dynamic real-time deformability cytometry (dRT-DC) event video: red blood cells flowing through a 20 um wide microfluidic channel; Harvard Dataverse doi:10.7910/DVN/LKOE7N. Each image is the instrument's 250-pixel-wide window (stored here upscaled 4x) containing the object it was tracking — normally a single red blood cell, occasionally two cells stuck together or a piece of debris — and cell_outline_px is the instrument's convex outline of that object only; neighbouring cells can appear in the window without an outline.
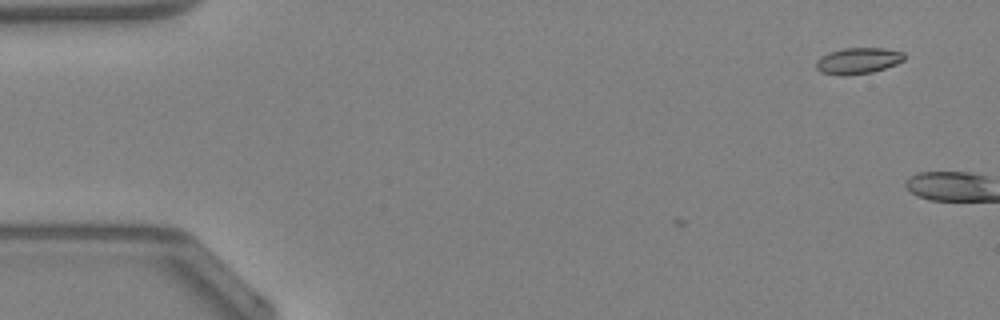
{"species": "Egyptian fruit bat (a non-hibernating species)", "species_latin": "Rousettus aegyptiacus", "temperature_condition": "warm", "stored_images_in_passage": 6, "camera_frame_rate_fps": 3000, "um_per_image_px": 0.085, "animal": {"sex": "female"}, "frame": {"image": 1, "passage_image": 6, "time_ms": 1.667, "image_size_px": [1000, 320], "cell_outline_px": [[904, 60], [896, 64], [872, 72], [840, 76], [820, 72], [816, 68], [816, 60], [820, 56], [828, 52], [844, 48], [884, 48], [904, 52]], "centroid_in_image_um": [72.9, 5.16], "position_along_channel_um": 12.1, "area_um2": 13.53}}